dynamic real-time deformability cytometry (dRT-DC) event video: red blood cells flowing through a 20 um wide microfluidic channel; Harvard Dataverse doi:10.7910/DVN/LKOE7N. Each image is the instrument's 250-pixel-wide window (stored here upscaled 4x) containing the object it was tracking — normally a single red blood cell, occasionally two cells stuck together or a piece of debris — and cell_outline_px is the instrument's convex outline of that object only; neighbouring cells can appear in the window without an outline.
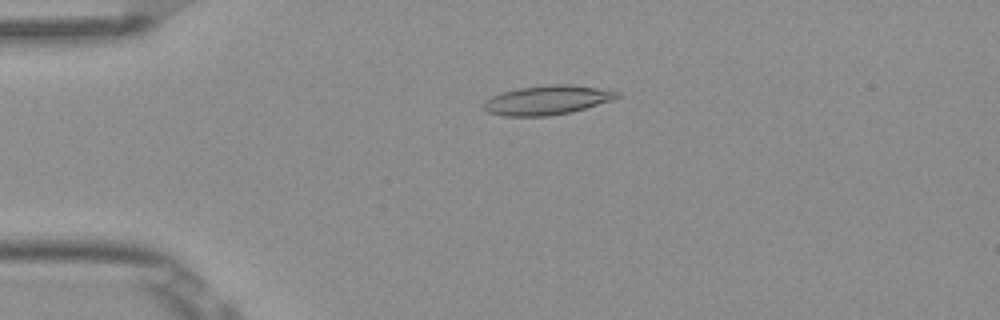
{"species": "Egyptian fruit bat (a non-hibernating species)", "species_latin": "Rousettus aegyptiacus", "temperature_condition": "room temperature", "stored_images_in_passage": 52, "camera_frame_rate_fps": 3000, "um_per_image_px": 0.085, "frame": {"image": 1, "passage_image": 12, "time_ms": 3.667, "image_size_px": [1000, 320], "cell_outline_px": [[624, 96], [612, 100], [572, 112], [548, 116], [500, 116], [488, 112], [480, 108], [480, 104], [484, 100], [500, 92], [520, 88], [548, 84], [572, 84], [620, 92]], "centroid_in_image_um": [46.46, 8.51], "position_along_channel_um": 38.5, "area_um2": 23.12}}
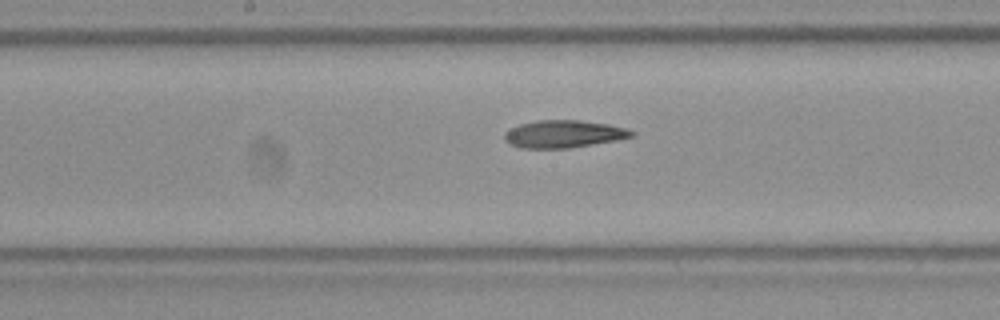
{"frame": {"image": 2, "passage_image": 27, "time_ms": 8.667, "image_size_px": [1000, 320], "cell_outline_px": [[636, 132], [632, 136], [616, 140], [568, 148], [520, 148], [508, 144], [504, 140], [504, 132], [520, 124], [536, 120], [580, 120], [608, 124], [628, 128]], "centroid_in_image_um": [47.89, 11.38], "position_along_channel_um": 200.3, "area_um2": 20.4}}
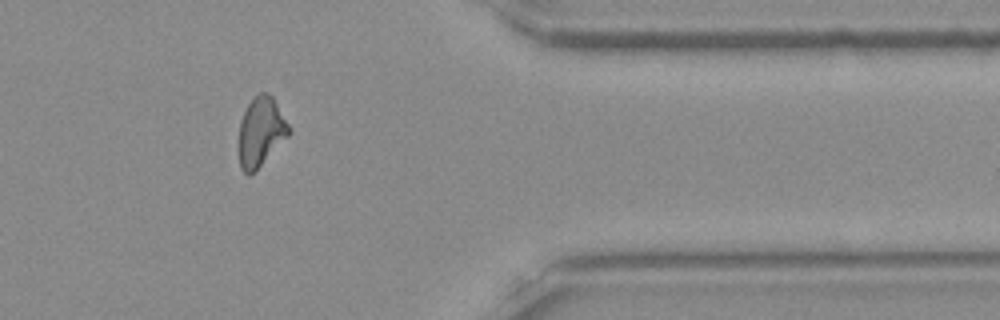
{"frame": {"image": 3, "passage_image": 43, "time_ms": 14.0, "image_size_px": [1000, 320], "cell_outline_px": [[292, 132], [248, 176], [240, 168], [240, 120], [248, 104], [260, 92], [268, 92], [272, 96], [292, 128]], "centroid_in_image_um": [22.2, 11.15], "position_along_channel_um": 389.2, "area_um2": 19.71}, "authors_computed_cell_mechanics": {"area_um2": 20.6057, "velocity_mm_per_s": 3.8964, "shape_relaxation_time_tau1_ms": null, "shape_relaxation_time_tau2_ms": 5.6523, "deformation_change_tau1": null, "deformation_change_tau2": 0.1567}}